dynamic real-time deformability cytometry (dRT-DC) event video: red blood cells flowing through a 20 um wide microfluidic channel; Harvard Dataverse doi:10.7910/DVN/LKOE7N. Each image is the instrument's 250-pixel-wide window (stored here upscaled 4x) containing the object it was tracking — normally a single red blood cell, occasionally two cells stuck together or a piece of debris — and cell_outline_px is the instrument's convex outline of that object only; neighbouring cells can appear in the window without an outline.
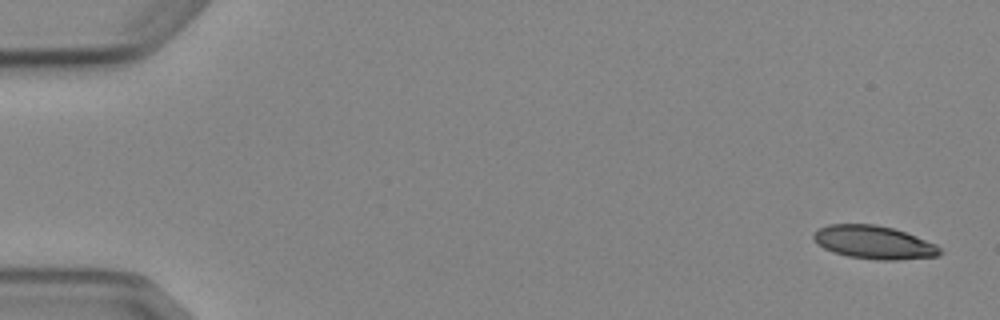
{"species": "Egyptian fruit bat (a non-hibernating species)", "species_latin": "Rousettus aegyptiacus", "temperature_condition": "cold", "stored_images_in_passage": 5, "camera_frame_rate_fps": 3000, "um_per_image_px": 0.085, "animal": {"sex": "female"}, "frame": {"image": 1, "passage_image": 1, "time_ms": 0.0, "image_size_px": [1000, 320], "cell_outline_px": [[944, 252], [940, 256], [896, 260], [880, 260], [848, 256], [832, 252], [824, 248], [812, 236], [820, 228], [828, 224], [876, 224], [892, 228], [916, 236], [936, 244]], "centroid_in_image_um": [74.33, 20.6], "position_along_channel_um": 10.7, "area_um2": 24.33}}
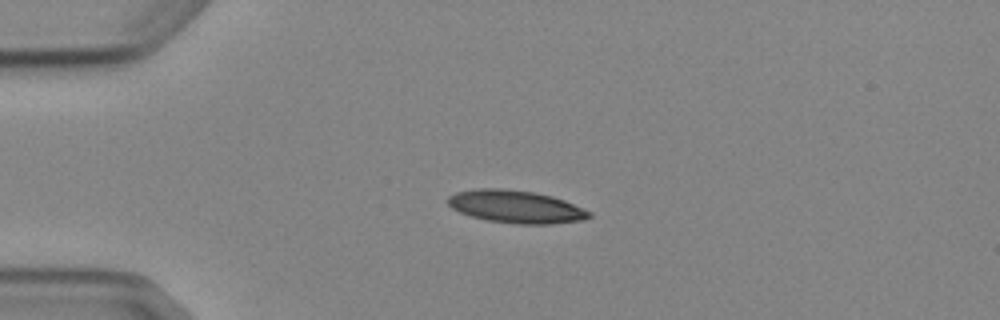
{"frame": {"image": 2, "passage_image": 4, "time_ms": 3.667, "image_size_px": [1000, 320], "cell_outline_px": [[592, 216], [584, 220], [548, 224], [516, 224], [488, 220], [472, 216], [460, 212], [452, 208], [448, 204], [448, 196], [456, 192], [476, 188], [504, 188], [536, 192], [552, 196], [564, 200], [584, 208], [592, 212]], "centroid_in_image_um": [43.87, 17.56], "position_along_channel_um": 41.1, "area_um2": 27.05}}